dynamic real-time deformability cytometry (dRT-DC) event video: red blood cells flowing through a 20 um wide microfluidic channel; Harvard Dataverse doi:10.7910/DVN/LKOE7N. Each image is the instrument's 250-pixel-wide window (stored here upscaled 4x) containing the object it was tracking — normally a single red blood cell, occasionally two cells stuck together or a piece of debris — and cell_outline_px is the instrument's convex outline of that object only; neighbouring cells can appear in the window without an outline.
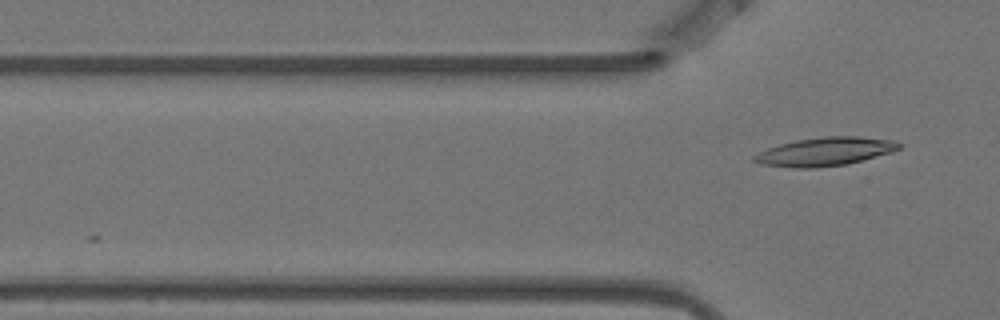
{"species": "Egyptian fruit bat (a non-hibernating species)", "species_latin": "Rousettus aegyptiacus", "temperature_condition": "warm", "stored_images_in_passage": 5, "camera_frame_rate_fps": 3000, "um_per_image_px": 0.085, "animal": {"sex": "female"}, "frame": {"image": 1, "passage_image": 5, "time_ms": 1.333, "image_size_px": [1000, 320], "cell_outline_px": [[900, 148], [892, 152], [848, 164], [816, 168], [792, 168], [760, 164], [752, 160], [752, 156], [768, 148], [780, 144], [796, 140], [824, 136], [856, 136], [896, 140], [900, 144]], "centroid_in_image_um": [70.13, 12.89], "position_along_channel_um": 55.7, "area_um2": 24.16}}